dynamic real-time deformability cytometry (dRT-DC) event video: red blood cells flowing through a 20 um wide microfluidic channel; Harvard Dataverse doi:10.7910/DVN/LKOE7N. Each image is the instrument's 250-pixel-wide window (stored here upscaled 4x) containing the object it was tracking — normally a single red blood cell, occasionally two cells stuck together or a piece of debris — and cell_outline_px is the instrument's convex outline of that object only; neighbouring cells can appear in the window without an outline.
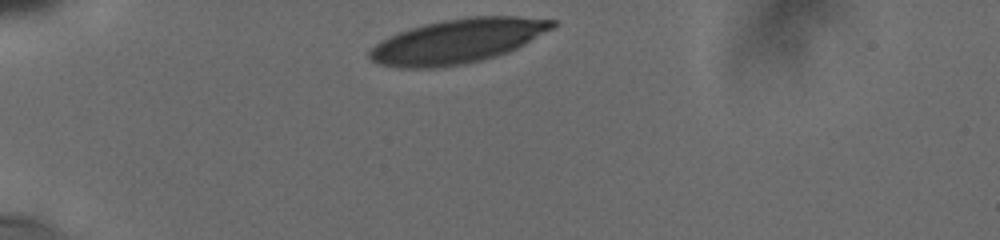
{"species": "human", "species_latin": "Homo sapiens", "temperature_condition": "cold", "stored_images_in_passage": 42, "camera_frame_rate_fps": 3000, "um_per_image_px": 0.085, "donor": {"sex": "male"}, "frame": {"image": 1, "passage_image": 1, "time_ms": 0.0, "image_size_px": [1000, 240], "cell_outline_px": [[556, 24], [552, 28], [524, 44], [508, 52], [480, 60], [460, 64], [432, 68], [400, 68], [380, 64], [372, 60], [368, 56], [368, 52], [380, 40], [396, 32], [408, 28], [424, 24], [444, 20], [468, 16], [516, 16], [556, 20]], "centroid_in_image_um": [38.85, 3.48], "position_along_channel_um": 46.2, "area_um2": 46.93}}
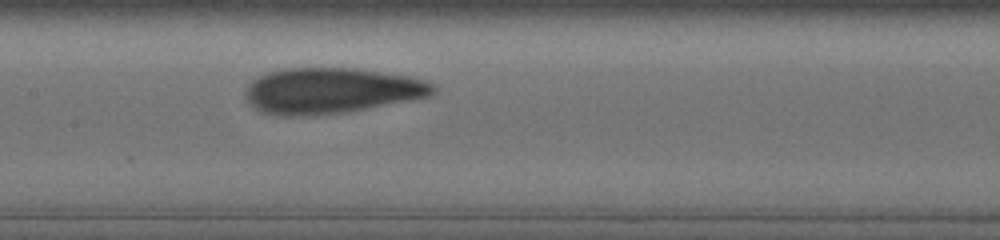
{"frame": {"image": 2, "passage_image": 34, "time_ms": 4.667, "image_size_px": [1000, 240], "cell_outline_px": [[436, 92], [428, 96], [368, 108], [344, 112], [308, 116], [276, 116], [260, 112], [248, 104], [244, 96], [244, 92], [248, 84], [252, 80], [268, 72], [284, 68], [356, 68], [384, 72], [408, 76], [428, 80], [436, 88]], "centroid_in_image_um": [28.09, 7.71], "position_along_channel_um": 179.3, "area_um2": 50.34}}
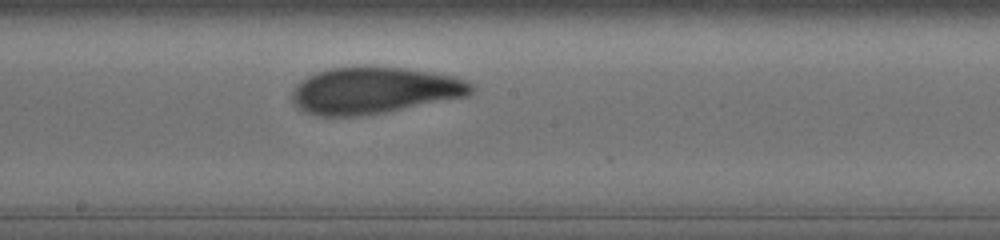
{"frame": {"image": 3, "passage_image": 41, "time_ms": 5.667, "image_size_px": [1000, 240], "cell_outline_px": [[476, 88], [472, 92], [464, 96], [384, 112], [356, 116], [320, 116], [304, 112], [292, 100], [292, 88], [300, 80], [316, 72], [332, 68], [360, 64], [408, 68], [452, 76], [464, 80], [472, 84]], "centroid_in_image_um": [31.74, 7.65], "position_along_channel_um": 216.5, "area_um2": 48.9}}